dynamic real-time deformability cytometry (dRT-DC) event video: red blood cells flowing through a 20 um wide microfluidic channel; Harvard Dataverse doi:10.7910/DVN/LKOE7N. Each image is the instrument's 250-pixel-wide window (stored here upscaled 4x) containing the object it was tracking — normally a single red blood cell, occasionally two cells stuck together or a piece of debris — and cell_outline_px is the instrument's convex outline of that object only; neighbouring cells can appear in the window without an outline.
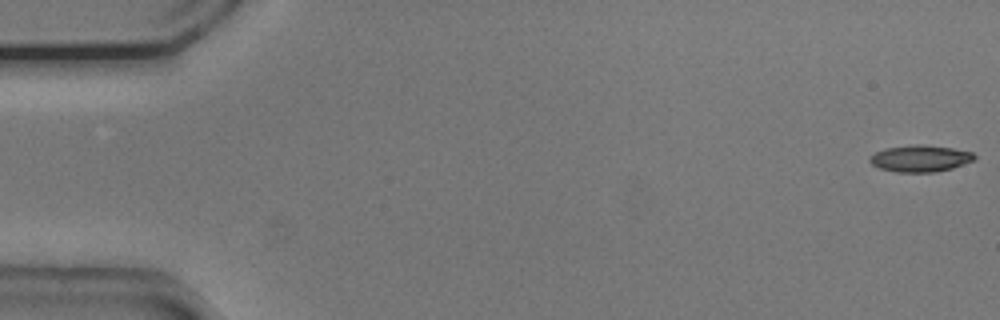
{"species": "common noctule bat (a hibernating species)", "species_latin": "Nyctalus noctula", "temperature_condition": "cold", "stored_images_in_passage": 13, "camera_frame_rate_fps": 3000, "um_per_image_px": 0.085, "animal": {"sex": "male", "body_mass_g": 20.5, "forearm_length_mm": 52.5}, "frame": {"image": 1, "passage_image": 1, "time_ms": 0.0, "image_size_px": [1000, 320], "cell_outline_px": [[976, 156], [972, 160], [952, 168], [936, 172], [896, 172], [880, 168], [872, 164], [868, 160], [876, 152], [884, 148], [912, 144], [920, 144], [952, 148], [972, 152]], "centroid_in_image_um": [78.19, 13.46], "position_along_channel_um": 6.8, "area_um2": 16.13}}